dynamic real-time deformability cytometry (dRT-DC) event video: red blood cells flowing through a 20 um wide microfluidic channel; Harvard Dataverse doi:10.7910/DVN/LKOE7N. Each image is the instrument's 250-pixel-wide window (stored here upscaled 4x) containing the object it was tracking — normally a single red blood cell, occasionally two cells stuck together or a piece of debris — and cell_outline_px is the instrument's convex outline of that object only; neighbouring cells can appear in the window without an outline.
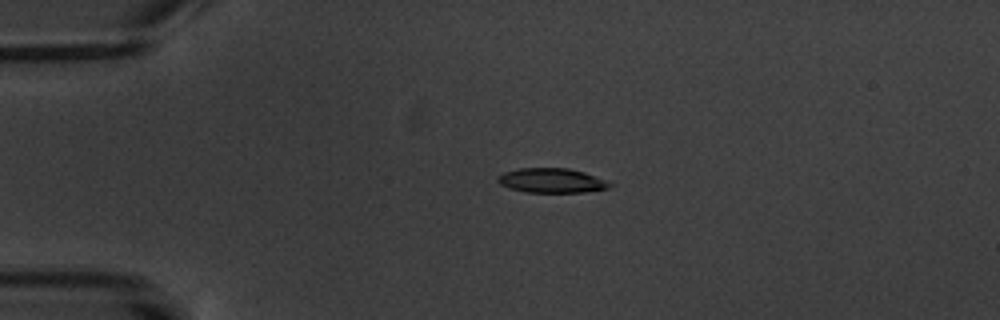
{"species": "common noctule bat (a hibernating species)", "species_latin": "Nyctalus noctula", "temperature_condition": "warm", "stored_images_in_passage": 11, "camera_frame_rate_fps": 3000, "um_per_image_px": 0.085, "animal": {"sex": "male", "body_mass_g": 20.1, "forearm_length_mm": 53.5}, "frame": {"image": 1, "passage_image": 4, "time_ms": 4.667, "image_size_px": [1000, 320], "cell_outline_px": [[616, 184], [612, 188], [584, 192], [524, 192], [500, 184], [496, 180], [496, 176], [504, 172], [520, 168], [568, 168], [584, 172]], "centroid_in_image_um": [46.93, 15.34], "position_along_channel_um": 38.1, "area_um2": 16.13}}
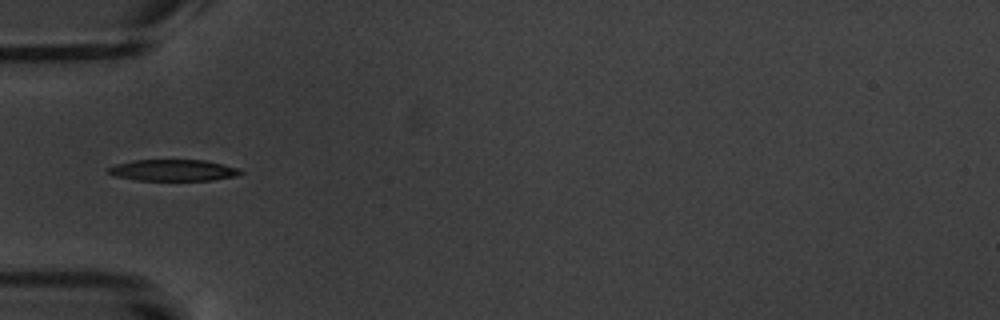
{"frame": {"image": 2, "passage_image": 6, "time_ms": 6.667, "image_size_px": [1000, 320], "cell_outline_px": [[244, 172], [236, 176], [212, 180], [136, 180], [116, 176], [108, 172], [108, 168], [116, 164], [132, 160], [204, 160], [240, 168]], "centroid_in_image_um": [14.75, 14.47], "position_along_channel_um": 70.3, "area_um2": 16.42}}
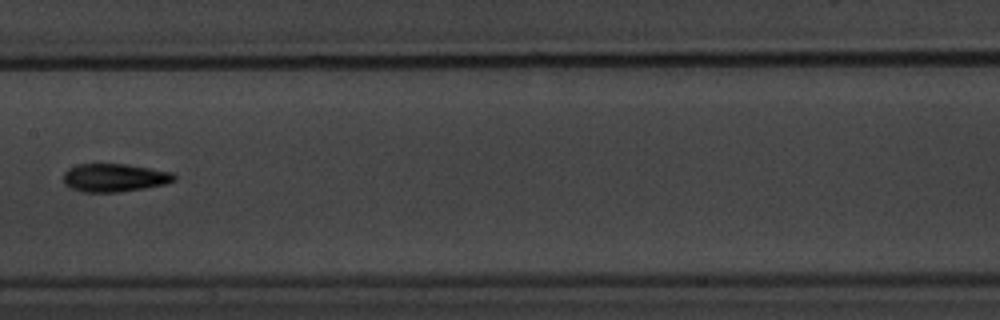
{"frame": {"image": 3, "passage_image": 9, "time_ms": 10.333, "image_size_px": [1000, 320], "cell_outline_px": [[176, 180], [164, 184], [144, 188], [120, 192], [84, 192], [68, 188], [64, 184], [64, 172], [68, 168], [80, 164], [124, 164], [172, 172], [176, 176]], "centroid_in_image_um": [9.7, 15.11], "position_along_channel_um": 197.7, "area_um2": 18.15}}